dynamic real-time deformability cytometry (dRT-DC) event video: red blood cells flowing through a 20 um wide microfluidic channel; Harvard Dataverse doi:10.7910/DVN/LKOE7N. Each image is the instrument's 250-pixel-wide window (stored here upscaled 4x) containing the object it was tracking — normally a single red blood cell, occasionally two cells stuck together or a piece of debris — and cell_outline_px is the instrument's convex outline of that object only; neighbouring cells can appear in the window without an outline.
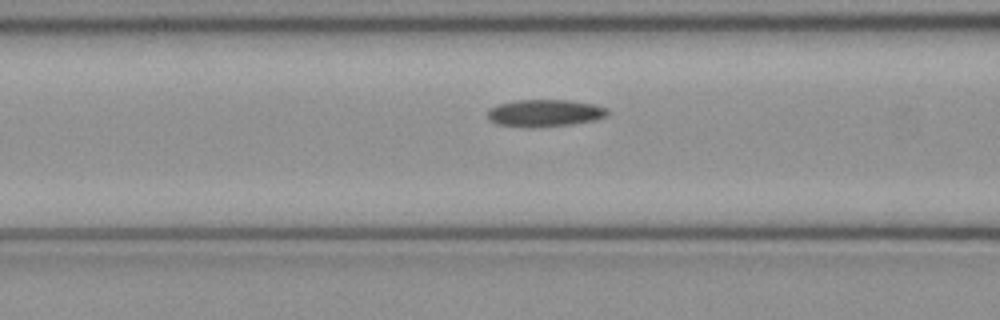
{"species": "common noctule bat (a hibernating species)", "species_latin": "Nyctalus noctula", "temperature_condition": "cold", "stored_images_in_passage": 38, "camera_frame_rate_fps": 3000, "um_per_image_px": 0.085, "animal": {"sex": "female", "body_mass_g": 21.9}, "frame": {"image": 1, "passage_image": 7, "time_ms": 2.0, "image_size_px": [1000, 320], "cell_outline_px": [[608, 116], [596, 120], [572, 124], [536, 128], [524, 128], [496, 124], [488, 120], [488, 108], [496, 104], [512, 100], [568, 100], [596, 104], [608, 108]], "centroid_in_image_um": [46.28, 9.62], "position_along_channel_um": 120.3, "area_um2": 19.59}}
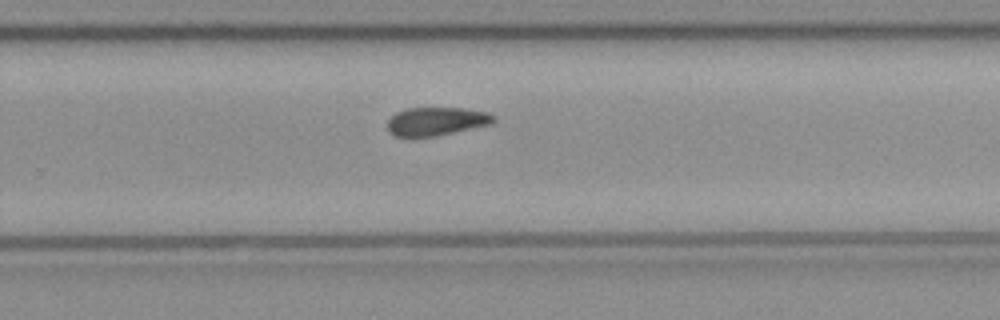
{"frame": {"image": 2, "passage_image": 20, "time_ms": 6.333, "image_size_px": [1000, 320], "cell_outline_px": [[496, 120], [492, 124], [436, 136], [396, 136], [388, 132], [388, 120], [396, 112], [408, 108], [464, 108], [488, 112], [496, 116]], "centroid_in_image_um": [37.13, 10.3], "position_along_channel_um": 292.7, "area_um2": 17.57}}
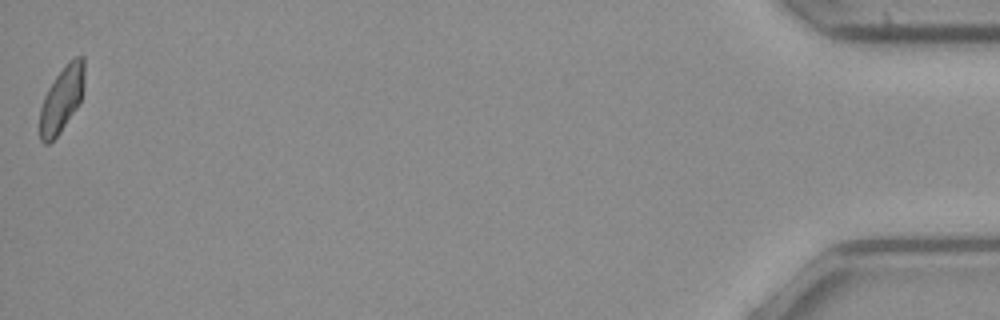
{"frame": {"image": 3, "passage_image": 38, "time_ms": 12.333, "image_size_px": [1000, 320], "cell_outline_px": [[84, 84], [80, 100], [76, 108], [60, 132], [48, 144], [44, 144], [40, 140], [40, 108], [44, 96], [48, 88], [56, 76], [68, 60], [76, 56], [84, 56]], "centroid_in_image_um": [5.24, 8.4], "position_along_channel_um": 430.0, "area_um2": 16.94}, "authors_computed_cell_mechanics": {"area_um2": 18.4671, "velocity_mm_per_s": 3.984, "shape_relaxation_time_tau1_ms": 5.3509, "shape_relaxation_time_tau2_ms": null, "deformation_change_tau1": 0.126, "deformation_change_tau2": null}}